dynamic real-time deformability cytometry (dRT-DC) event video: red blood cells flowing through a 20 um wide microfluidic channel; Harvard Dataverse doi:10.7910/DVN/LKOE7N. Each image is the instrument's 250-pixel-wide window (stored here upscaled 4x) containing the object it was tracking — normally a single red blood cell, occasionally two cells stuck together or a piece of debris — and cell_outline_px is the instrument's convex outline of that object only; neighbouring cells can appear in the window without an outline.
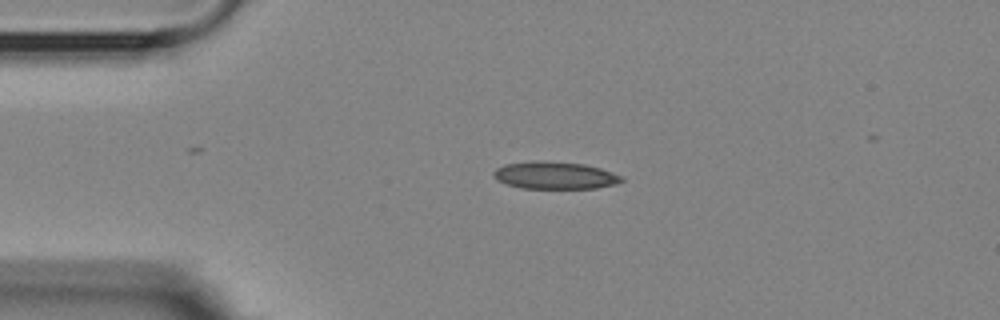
{"species": "Egyptian fruit bat (a non-hibernating species)", "species_latin": "Rousettus aegyptiacus", "temperature_condition": "room temperature", "stored_images_in_passage": 3, "camera_frame_rate_fps": 3000, "um_per_image_px": 0.085, "animal": {"sex": "female"}, "frame": {"image": 1, "passage_image": 1, "time_ms": 0.0, "image_size_px": [1000, 320], "cell_outline_px": [[624, 180], [616, 184], [596, 188], [520, 188], [496, 180], [492, 176], [492, 172], [496, 168], [504, 164], [532, 160], [544, 160], [584, 164], [600, 168], [612, 172], [620, 176]], "centroid_in_image_um": [47.11, 14.89], "position_along_channel_um": 37.9, "area_um2": 20.58}}
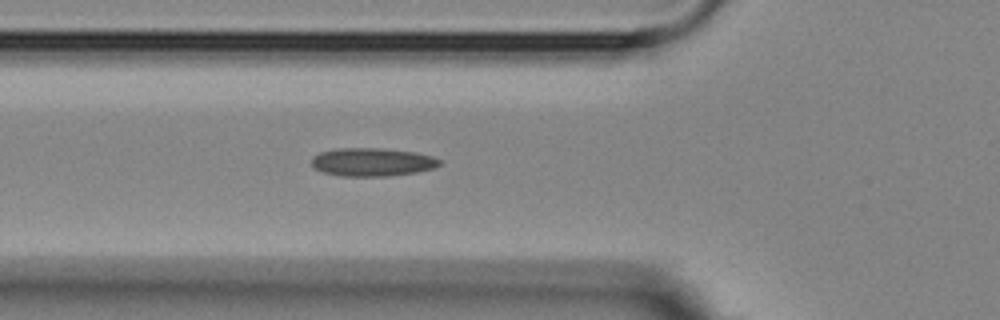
{"frame": {"image": 2, "passage_image": 3, "time_ms": 2.333, "image_size_px": [1000, 320], "cell_outline_px": [[440, 164], [432, 168], [416, 172], [388, 176], [340, 176], [320, 172], [312, 164], [312, 156], [320, 152], [336, 148], [380, 148], [412, 152], [432, 156], [440, 160]], "centroid_in_image_um": [31.58, 13.77], "position_along_channel_um": 94.2, "area_um2": 20.98}}